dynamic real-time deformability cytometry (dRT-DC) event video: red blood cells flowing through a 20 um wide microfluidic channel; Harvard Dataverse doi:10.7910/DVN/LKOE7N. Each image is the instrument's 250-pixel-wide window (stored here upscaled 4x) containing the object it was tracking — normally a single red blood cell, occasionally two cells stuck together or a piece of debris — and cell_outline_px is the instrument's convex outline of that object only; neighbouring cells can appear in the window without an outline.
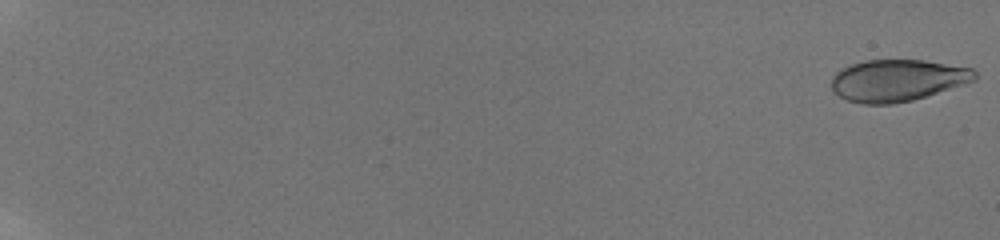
{"species": "human", "species_latin": "Homo sapiens", "temperature_condition": "room temperature", "stored_images_in_passage": 82, "camera_frame_rate_fps": 3000, "um_per_image_px": 0.085, "donor": {"sex": "male"}, "frame": {"image": 1, "passage_image": 1, "time_ms": 0.0, "image_size_px": [1000, 240], "cell_outline_px": [[976, 80], [964, 84], [912, 100], [892, 104], [864, 104], [848, 100], [832, 92], [832, 76], [840, 68], [864, 60], [924, 60], [972, 68], [976, 72]], "centroid_in_image_um": [76.25, 6.82], "position_along_channel_um": 8.7, "area_um2": 34.85}}
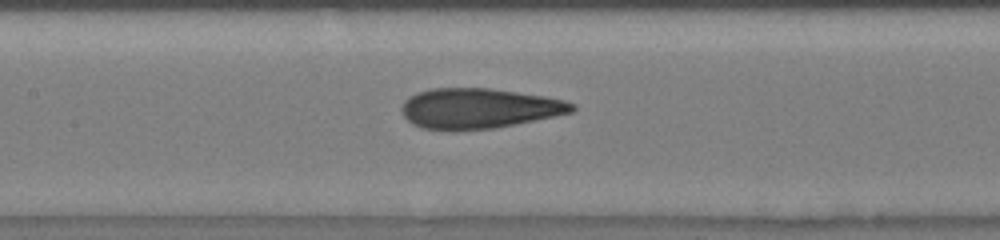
{"frame": {"image": 2, "passage_image": 46, "time_ms": 10.667, "image_size_px": [1000, 240], "cell_outline_px": [[576, 108], [572, 112], [492, 128], [452, 132], [420, 128], [412, 124], [404, 116], [400, 108], [404, 100], [408, 96], [416, 92], [432, 88], [488, 88], [544, 96], [564, 100], [576, 104]], "centroid_in_image_um": [40.61, 9.22], "position_along_channel_um": 166.8, "area_um2": 40.11}}
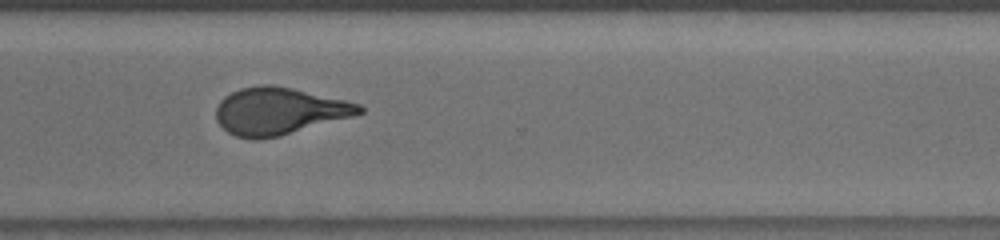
{"frame": {"image": 3, "passage_image": 63, "time_ms": 15.333, "image_size_px": [1000, 240], "cell_outline_px": [[364, 112], [352, 116], [280, 136], [256, 140], [252, 140], [236, 136], [228, 132], [216, 120], [216, 108], [220, 100], [224, 96], [240, 88], [260, 84], [272, 84], [292, 88], [344, 100], [360, 104], [364, 108]], "centroid_in_image_um": [23.68, 9.44], "position_along_channel_um": 346.9, "area_um2": 39.25}, "authors_computed_cell_mechanics": {"area_um2": 38.7838, "velocity_mm_per_s": 3.8777, "shape_relaxation_time_tau1_ms": 6.5366, "shape_relaxation_time_tau2_ms": 1.0643, "deformation_change_tau1": 0.2319, "deformation_change_tau2": 0.0912}}